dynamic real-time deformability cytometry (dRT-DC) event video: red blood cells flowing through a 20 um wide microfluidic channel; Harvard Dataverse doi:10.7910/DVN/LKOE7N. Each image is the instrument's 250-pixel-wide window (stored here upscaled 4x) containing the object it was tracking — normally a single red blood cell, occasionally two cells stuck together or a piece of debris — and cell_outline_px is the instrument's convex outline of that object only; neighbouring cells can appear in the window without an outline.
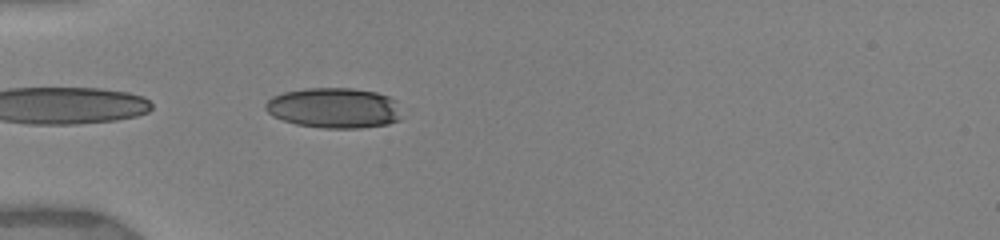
{"species": "human", "species_latin": "Homo sapiens", "temperature_condition": "warm", "stored_images_in_passage": 12, "camera_frame_rate_fps": 3000, "um_per_image_px": 0.085, "donor": {"sex": "female"}, "frame": {"image": 1, "passage_image": 1, "time_ms": 0.0, "image_size_px": [1000, 240], "cell_outline_px": [[400, 120], [388, 124], [360, 128], [324, 128], [296, 124], [272, 116], [264, 108], [264, 104], [272, 96], [284, 92], [304, 88], [352, 88], [376, 92], [388, 96], [396, 100]], "centroid_in_image_um": [28.37, 9.17], "position_along_channel_um": 56.6, "area_um2": 32.08}}